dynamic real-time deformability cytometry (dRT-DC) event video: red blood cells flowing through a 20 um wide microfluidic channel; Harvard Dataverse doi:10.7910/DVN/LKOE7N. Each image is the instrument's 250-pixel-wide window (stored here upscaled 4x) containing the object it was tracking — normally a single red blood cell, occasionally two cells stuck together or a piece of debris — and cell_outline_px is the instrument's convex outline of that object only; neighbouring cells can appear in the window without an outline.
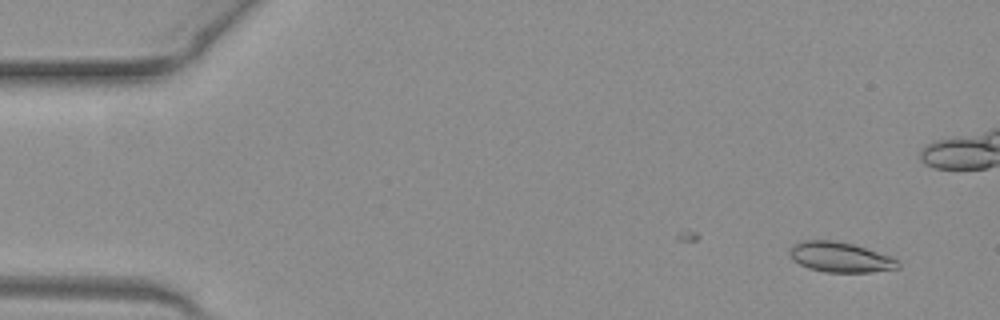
{"species": "common noctule bat (a hibernating species)", "species_latin": "Nyctalus noctula", "temperature_condition": "warm", "stored_images_in_passage": 47, "camera_frame_rate_fps": 3000, "um_per_image_px": 0.085, "animal": {"sex": "female", "body_mass_g": 19.3, "forearm_length_mm": 54.1}, "frame": {"image": 1, "passage_image": 3, "time_ms": 0.667, "image_size_px": [1000, 320], "cell_outline_px": [[900, 268], [868, 272], [824, 272], [808, 268], [792, 260], [788, 252], [792, 244], [800, 240], [836, 240], [856, 244], [892, 256], [900, 260]], "centroid_in_image_um": [71.43, 21.84], "position_along_channel_um": 13.6, "area_um2": 19.54}}
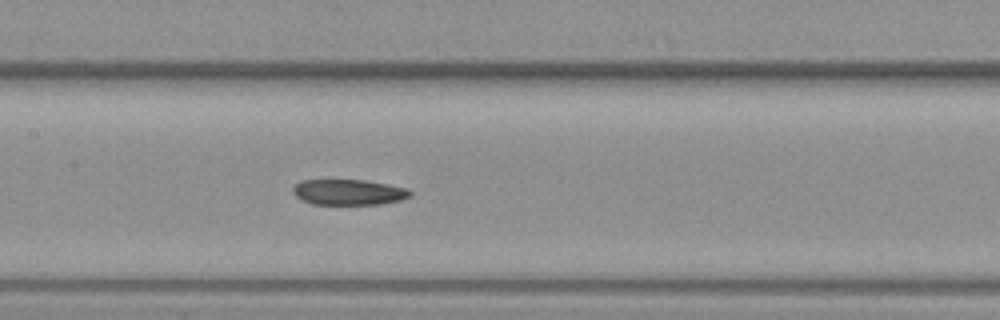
{"frame": {"image": 2, "passage_image": 24, "time_ms": 7.667, "image_size_px": [1000, 320], "cell_outline_px": [[412, 196], [400, 200], [380, 204], [312, 204], [300, 200], [292, 192], [292, 188], [300, 180], [364, 180], [388, 184], [408, 188], [412, 192]], "centroid_in_image_um": [29.63, 16.33], "position_along_channel_um": 177.8, "area_um2": 17.63}}
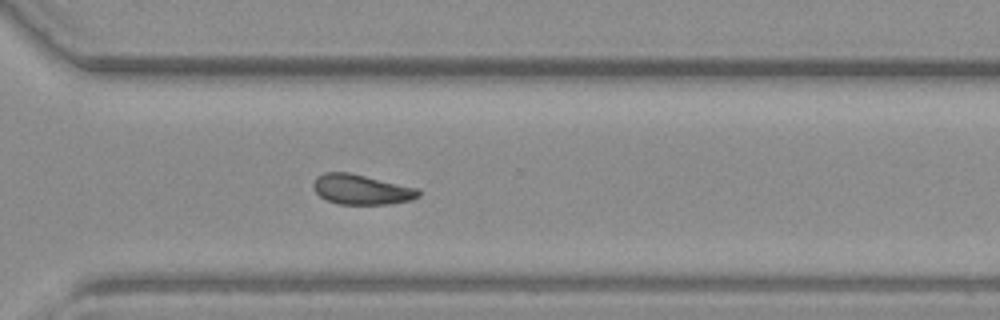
{"frame": {"image": 3, "passage_image": 36, "time_ms": 11.667, "image_size_px": [1000, 320], "cell_outline_px": [[420, 196], [412, 200], [388, 204], [340, 204], [328, 200], [320, 196], [312, 188], [312, 184], [316, 176], [324, 172], [348, 172], [420, 188]], "centroid_in_image_um": [30.73, 16.1], "position_along_channel_um": 339.9, "area_um2": 18.55}, "authors_computed_cell_mechanics": {"area_um2": 18.2648, "velocity_mm_per_s": 4.0669, "shape_relaxation_time_tau1_ms": null, "shape_relaxation_time_tau2_ms": 2.1719, "deformation_change_tau1": null, "deformation_change_tau2": 0.0663}}